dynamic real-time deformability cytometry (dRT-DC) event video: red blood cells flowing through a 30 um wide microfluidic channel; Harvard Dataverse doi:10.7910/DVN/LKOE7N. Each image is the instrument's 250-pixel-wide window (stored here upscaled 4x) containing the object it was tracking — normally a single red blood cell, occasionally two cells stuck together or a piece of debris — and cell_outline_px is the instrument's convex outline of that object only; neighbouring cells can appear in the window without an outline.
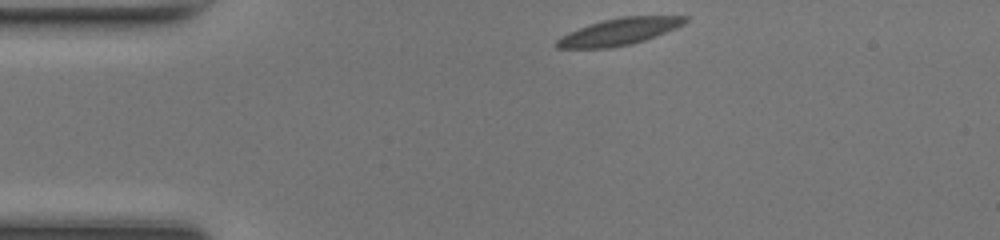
{"species": "common noctule bat (a hibernating species)", "species_latin": "Nyctalus noctula", "temperature_condition": "room temperature", "stored_images_in_passage": 40, "camera_frame_rate_fps": 3000, "um_per_image_px": 0.085, "animal": {"sex": "female", "body_mass_g": 17.0, "forearm_length_mm": 48.0}, "frame": {"image": 1, "passage_image": 1, "time_ms": 0.0, "image_size_px": [1000, 240], "cell_outline_px": [[688, 20], [684, 24], [676, 28], [656, 36], [632, 44], [612, 48], [556, 48], [552, 44], [560, 36], [568, 32], [604, 20], [620, 16], [688, 16]], "centroid_in_image_um": [52.61, 2.7], "position_along_channel_um": 32.4, "area_um2": 20.11}}
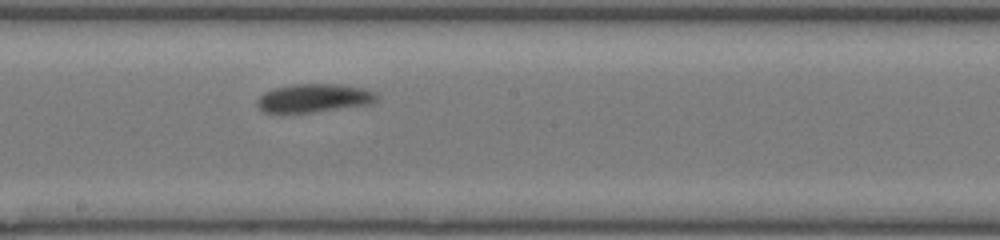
{"frame": {"image": 2, "passage_image": 18, "time_ms": 5.667, "image_size_px": [1000, 240], "cell_outline_px": [[380, 96], [372, 104], [312, 112], [264, 112], [256, 104], [256, 100], [264, 92], [276, 88], [296, 84], [340, 84], [364, 88], [376, 92]], "centroid_in_image_um": [26.74, 8.33], "position_along_channel_um": 221.5, "area_um2": 19.77}}
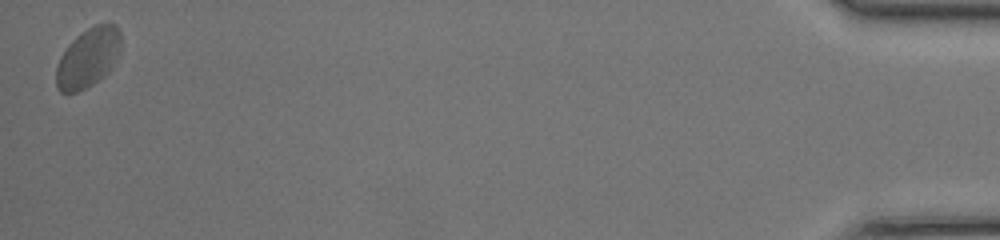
{"frame": {"image": 3, "passage_image": 40, "time_ms": 13.0, "image_size_px": [1000, 240], "cell_outline_px": [[120, 48], [108, 72], [104, 76], [92, 84], [76, 92], [60, 92], [56, 88], [56, 68], [60, 56], [68, 44], [80, 32], [96, 24], [116, 24], [120, 32]], "centroid_in_image_um": [7.45, 4.9], "position_along_channel_um": 427.7, "area_um2": 22.2}, "authors_computed_cell_mechanics": {"area_um2": 20.2878, "velocity_mm_per_s": 4.1849, "shape_relaxation_time_tau1_ms": 8.7473, "shape_relaxation_time_tau2_ms": 8.0278, "deformation_change_tau1": 0.1576, "deformation_change_tau2": 0.1099}}